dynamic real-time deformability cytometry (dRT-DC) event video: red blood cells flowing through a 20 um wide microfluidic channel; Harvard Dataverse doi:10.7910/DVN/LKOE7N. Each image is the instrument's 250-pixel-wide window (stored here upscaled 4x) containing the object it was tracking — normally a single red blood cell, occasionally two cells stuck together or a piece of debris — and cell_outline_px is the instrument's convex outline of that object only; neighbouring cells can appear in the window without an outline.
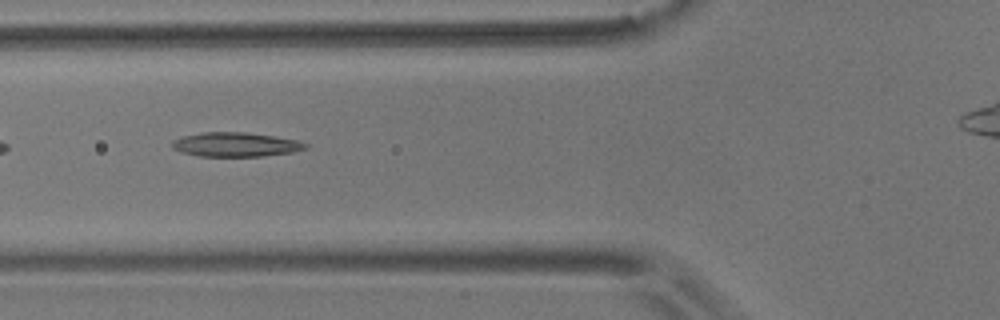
{"species": "common noctule bat (a hibernating species)", "species_latin": "Nyctalus noctula", "temperature_condition": "room temperature", "stored_images_in_passage": 10, "camera_frame_rate_fps": 3000, "um_per_image_px": 0.085, "animal": {"sex": "male", "body_mass_g": 17.9}, "frame": {"image": 1, "passage_image": 5, "time_ms": 1.333, "image_size_px": [1000, 320], "cell_outline_px": [[308, 148], [292, 152], [264, 156], [196, 156], [180, 152], [172, 148], [172, 140], [180, 136], [200, 132], [244, 132], [272, 136], [296, 140], [308, 144]], "centroid_in_image_um": [19.96, 12.28], "position_along_channel_um": 105.8, "area_um2": 18.96}}